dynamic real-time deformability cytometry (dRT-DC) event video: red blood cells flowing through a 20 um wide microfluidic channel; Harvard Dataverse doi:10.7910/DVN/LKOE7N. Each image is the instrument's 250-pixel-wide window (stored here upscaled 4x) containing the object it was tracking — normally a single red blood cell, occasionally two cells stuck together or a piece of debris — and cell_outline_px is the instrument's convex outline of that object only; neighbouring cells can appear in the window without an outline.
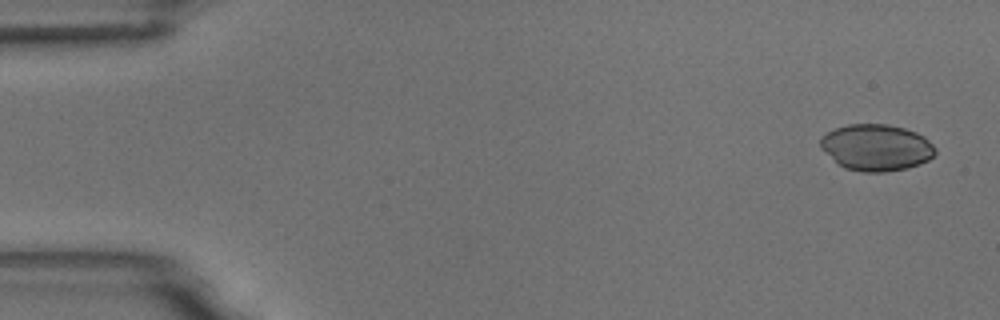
{"species": "common noctule bat (a hibernating species)", "species_latin": "Nyctalus noctula", "temperature_condition": "room temperature", "stored_images_in_passage": 9, "camera_frame_rate_fps": 3000, "um_per_image_px": 0.085, "animal": {"sex": "male", "body_mass_g": 18.8}, "frame": {"image": 1, "passage_image": 1, "time_ms": 0.0, "image_size_px": [1000, 320], "cell_outline_px": [[936, 152], [928, 160], [920, 164], [908, 168], [884, 172], [864, 172], [844, 168], [820, 148], [820, 136], [836, 128], [848, 124], [888, 124], [904, 128], [916, 132], [924, 136], [936, 148]], "centroid_in_image_um": [74.49, 12.53], "position_along_channel_um": 10.5, "area_um2": 31.15}}